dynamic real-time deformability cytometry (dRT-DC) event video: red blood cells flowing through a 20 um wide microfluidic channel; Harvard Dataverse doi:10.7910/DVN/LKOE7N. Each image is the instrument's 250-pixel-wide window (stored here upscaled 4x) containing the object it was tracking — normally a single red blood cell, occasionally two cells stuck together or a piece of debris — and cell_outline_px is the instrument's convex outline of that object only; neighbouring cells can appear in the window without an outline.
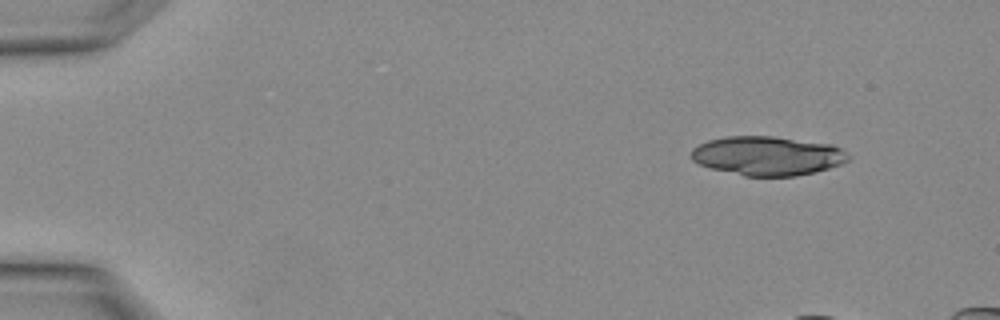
{"species": "Egyptian fruit bat (a non-hibernating species)", "species_latin": "Rousettus aegyptiacus", "temperature_condition": "warm", "stored_images_in_passage": 4, "camera_frame_rate_fps": 3000, "um_per_image_px": 0.085, "animal": {"sex": "female"}, "frame": {"image": 1, "passage_image": 1, "time_ms": 0.0, "image_size_px": [1000, 320], "cell_outline_px": [[852, 156], [848, 160], [840, 164], [828, 168], [796, 176], [744, 176], [712, 168], [700, 164], [692, 160], [692, 148], [708, 140], [728, 136], [772, 136], [832, 144], [840, 148]], "centroid_in_image_um": [65.25, 13.24], "position_along_channel_um": 19.8, "area_um2": 35.6}}